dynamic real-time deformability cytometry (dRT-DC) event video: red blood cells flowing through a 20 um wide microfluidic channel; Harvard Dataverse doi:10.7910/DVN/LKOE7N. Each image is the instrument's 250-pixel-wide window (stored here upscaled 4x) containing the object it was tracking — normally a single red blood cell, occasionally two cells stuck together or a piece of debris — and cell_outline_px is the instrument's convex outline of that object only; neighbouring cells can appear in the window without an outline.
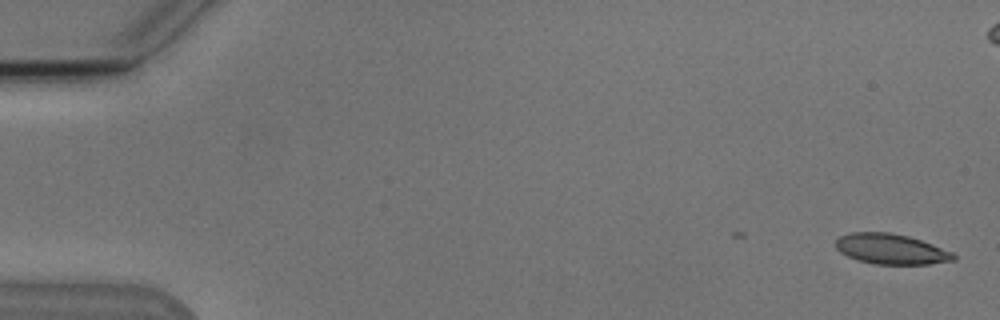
{"species": "Egyptian fruit bat (a non-hibernating species)", "species_latin": "Rousettus aegyptiacus", "temperature_condition": "cold", "stored_images_in_passage": 7, "camera_frame_rate_fps": 3000, "um_per_image_px": 0.085, "animal": {"sex": "male"}, "frame": {"image": 1, "passage_image": 1, "time_ms": 0.0, "image_size_px": [1000, 320], "cell_outline_px": [[956, 260], [928, 264], [872, 264], [856, 260], [840, 252], [836, 248], [836, 240], [840, 236], [852, 232], [888, 232], [908, 236], [932, 244], [952, 252], [956, 256]], "centroid_in_image_um": [75.72, 21.17], "position_along_channel_um": 9.3, "area_um2": 20.81}}